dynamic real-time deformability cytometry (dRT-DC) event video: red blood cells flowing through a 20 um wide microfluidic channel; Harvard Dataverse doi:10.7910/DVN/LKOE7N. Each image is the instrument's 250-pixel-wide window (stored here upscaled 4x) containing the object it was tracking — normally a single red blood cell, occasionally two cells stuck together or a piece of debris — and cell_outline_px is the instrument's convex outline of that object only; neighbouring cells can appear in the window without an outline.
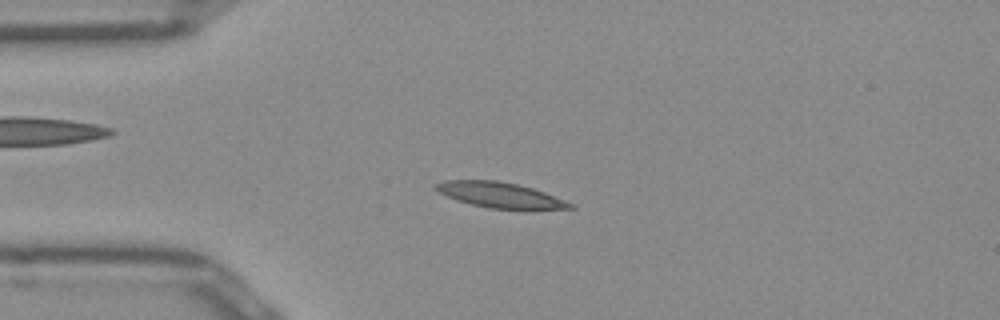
{"species": "Egyptian fruit bat (a non-hibernating species)", "species_latin": "Rousettus aegyptiacus", "temperature_condition": "room temperature", "stored_images_in_passage": 50, "camera_frame_rate_fps": 3000, "um_per_image_px": 0.085, "frame": {"image": 1, "passage_image": 11, "time_ms": 3.333, "image_size_px": [1000, 320], "cell_outline_px": [[576, 208], [532, 212], [488, 208], [456, 200], [432, 188], [432, 184], [444, 180], [496, 180], [516, 184], [532, 188], [544, 192], [576, 204]], "centroid_in_image_um": [42.62, 16.63], "position_along_channel_um": 42.4, "area_um2": 20.87}}
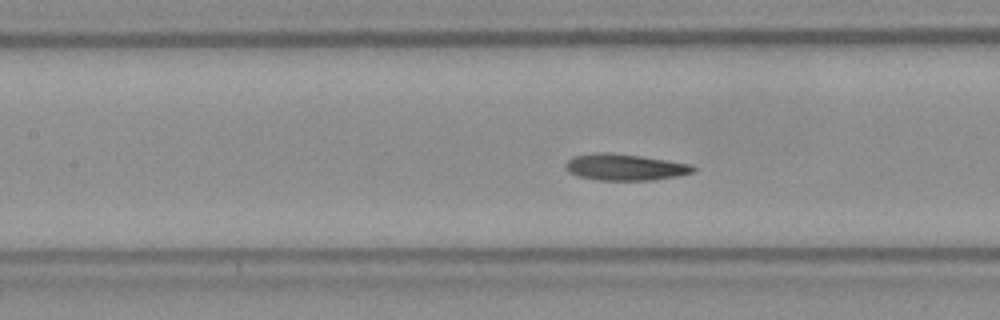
{"frame": {"image": 2, "passage_image": 21, "time_ms": 6.667, "image_size_px": [1000, 320], "cell_outline_px": [[696, 168], [692, 172], [680, 176], [652, 180], [600, 180], [576, 176], [568, 172], [564, 168], [564, 164], [572, 156], [596, 152], [608, 152], [640, 156], [668, 160], [692, 164]], "centroid_in_image_um": [53.09, 14.2], "position_along_channel_um": 154.3, "area_um2": 19.88}}
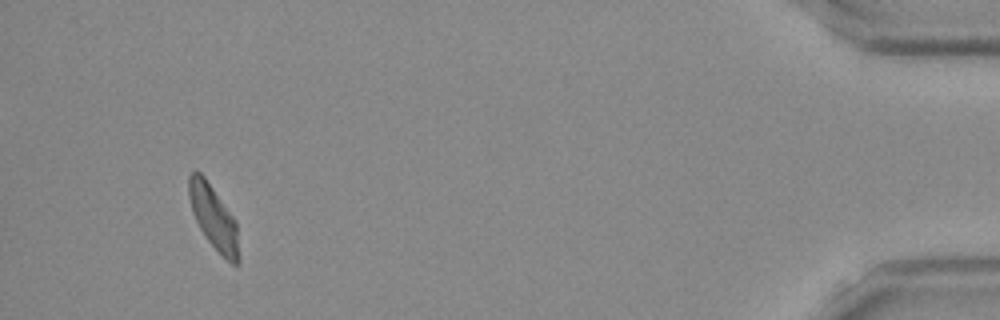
{"frame": {"image": 3, "passage_image": 47, "time_ms": 15.333, "image_size_px": [1000, 320], "cell_outline_px": [[240, 260], [236, 264], [232, 264], [208, 240], [200, 228], [192, 212], [188, 196], [188, 176], [192, 172], [200, 172], [204, 176], [236, 220]], "centroid_in_image_um": [18.15, 18.45], "position_along_channel_um": 417.0, "area_um2": 18.32}, "authors_computed_cell_mechanics": {"area_um2": 19.6231, "velocity_mm_per_s": 3.9109, "shape_relaxation_time_tau1_ms": null, "shape_relaxation_time_tau2_ms": 2.7452, "deformation_change_tau1": null, "deformation_change_tau2": 0.0893}}